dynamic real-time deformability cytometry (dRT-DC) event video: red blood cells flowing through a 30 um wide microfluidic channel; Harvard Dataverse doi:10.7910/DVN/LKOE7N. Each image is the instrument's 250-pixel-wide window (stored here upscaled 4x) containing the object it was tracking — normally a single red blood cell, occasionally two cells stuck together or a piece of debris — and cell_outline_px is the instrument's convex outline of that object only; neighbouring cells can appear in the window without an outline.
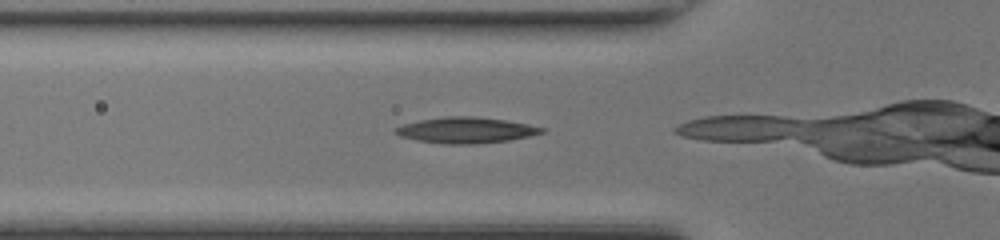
{"species": "common noctule bat (a hibernating species)", "species_latin": "Nyctalus noctula", "temperature_condition": "room temperature", "stored_images_in_passage": 9, "camera_frame_rate_fps": 3000, "um_per_image_px": 0.085, "animal": {"sex": "female", "body_mass_g": 17.0, "forearm_length_mm": 48.0}, "frame": {"image": 1, "passage_image": 8, "time_ms": 2.333, "image_size_px": [1000, 240], "cell_outline_px": [[548, 128], [544, 132], [528, 136], [508, 140], [476, 144], [444, 144], [416, 140], [400, 136], [392, 132], [392, 128], [404, 124], [420, 120], [444, 116], [472, 116], [508, 120]], "centroid_in_image_um": [39.59, 11.06], "position_along_channel_um": 86.2, "area_um2": 22.25}}